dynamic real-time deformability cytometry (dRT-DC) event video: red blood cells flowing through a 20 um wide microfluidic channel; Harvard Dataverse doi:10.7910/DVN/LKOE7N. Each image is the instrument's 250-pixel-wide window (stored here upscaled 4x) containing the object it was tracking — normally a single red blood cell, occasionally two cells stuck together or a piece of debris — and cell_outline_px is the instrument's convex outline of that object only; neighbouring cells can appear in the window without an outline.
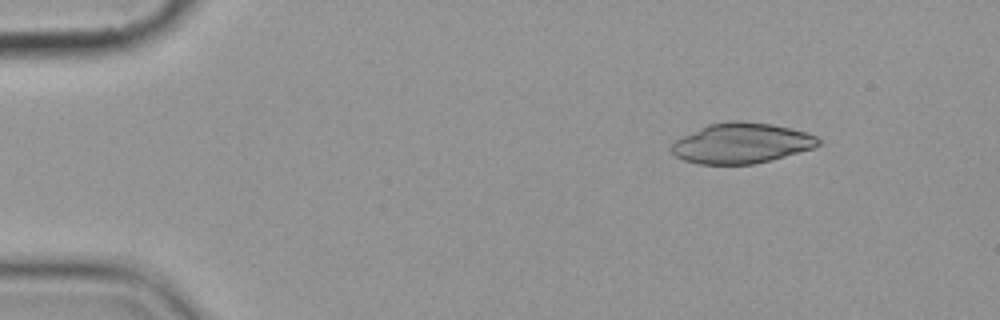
{"species": "common noctule bat (a hibernating species)", "species_latin": "Nyctalus noctula", "temperature_condition": "cold", "stored_images_in_passage": 6, "camera_frame_rate_fps": 3000, "um_per_image_px": 0.085, "animal": {"sex": "female", "body_mass_g": 19.9}, "frame": {"image": 1, "passage_image": 1, "time_ms": 0.0, "image_size_px": [1000, 320], "cell_outline_px": [[820, 144], [812, 148], [784, 156], [752, 164], [696, 164], [684, 160], [676, 156], [668, 148], [680, 136], [708, 124], [732, 120], [744, 120], [772, 124], [804, 132], [816, 136], [820, 140]], "centroid_in_image_um": [62.95, 12.16], "position_along_channel_um": 22.0, "area_um2": 34.45}}